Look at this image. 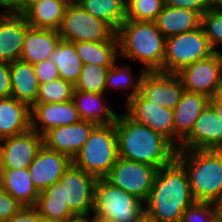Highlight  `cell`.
Here are the masks:
<instances>
[{
    "instance_id": "obj_1",
    "label": "cell",
    "mask_w": 222,
    "mask_h": 222,
    "mask_svg": "<svg viewBox=\"0 0 222 222\" xmlns=\"http://www.w3.org/2000/svg\"><path fill=\"white\" fill-rule=\"evenodd\" d=\"M194 201L187 172L174 159L157 170L151 192L144 202V215L152 222H181L183 211Z\"/></svg>"
},
{
    "instance_id": "obj_2",
    "label": "cell",
    "mask_w": 222,
    "mask_h": 222,
    "mask_svg": "<svg viewBox=\"0 0 222 222\" xmlns=\"http://www.w3.org/2000/svg\"><path fill=\"white\" fill-rule=\"evenodd\" d=\"M115 124L118 157L151 165L157 169L169 165L177 149L161 134L119 113Z\"/></svg>"
},
{
    "instance_id": "obj_3",
    "label": "cell",
    "mask_w": 222,
    "mask_h": 222,
    "mask_svg": "<svg viewBox=\"0 0 222 222\" xmlns=\"http://www.w3.org/2000/svg\"><path fill=\"white\" fill-rule=\"evenodd\" d=\"M117 36L120 56L142 63L145 72H162L166 38L155 22L125 19Z\"/></svg>"
},
{
    "instance_id": "obj_4",
    "label": "cell",
    "mask_w": 222,
    "mask_h": 222,
    "mask_svg": "<svg viewBox=\"0 0 222 222\" xmlns=\"http://www.w3.org/2000/svg\"><path fill=\"white\" fill-rule=\"evenodd\" d=\"M195 201L217 204L222 199V150H177Z\"/></svg>"
},
{
    "instance_id": "obj_5",
    "label": "cell",
    "mask_w": 222,
    "mask_h": 222,
    "mask_svg": "<svg viewBox=\"0 0 222 222\" xmlns=\"http://www.w3.org/2000/svg\"><path fill=\"white\" fill-rule=\"evenodd\" d=\"M117 159L115 124H101L93 128L83 147L72 159V164L96 178H105Z\"/></svg>"
},
{
    "instance_id": "obj_6",
    "label": "cell",
    "mask_w": 222,
    "mask_h": 222,
    "mask_svg": "<svg viewBox=\"0 0 222 222\" xmlns=\"http://www.w3.org/2000/svg\"><path fill=\"white\" fill-rule=\"evenodd\" d=\"M92 213L111 218L115 222H137L144 216V203L114 186L106 178H97Z\"/></svg>"
},
{
    "instance_id": "obj_7",
    "label": "cell",
    "mask_w": 222,
    "mask_h": 222,
    "mask_svg": "<svg viewBox=\"0 0 222 222\" xmlns=\"http://www.w3.org/2000/svg\"><path fill=\"white\" fill-rule=\"evenodd\" d=\"M214 53L202 26L190 32L168 37L162 73L177 74L185 66L208 58Z\"/></svg>"
},
{
    "instance_id": "obj_8",
    "label": "cell",
    "mask_w": 222,
    "mask_h": 222,
    "mask_svg": "<svg viewBox=\"0 0 222 222\" xmlns=\"http://www.w3.org/2000/svg\"><path fill=\"white\" fill-rule=\"evenodd\" d=\"M58 31L61 39L73 43L109 41L116 34L106 22L88 13L78 3L67 5Z\"/></svg>"
},
{
    "instance_id": "obj_9",
    "label": "cell",
    "mask_w": 222,
    "mask_h": 222,
    "mask_svg": "<svg viewBox=\"0 0 222 222\" xmlns=\"http://www.w3.org/2000/svg\"><path fill=\"white\" fill-rule=\"evenodd\" d=\"M177 75L186 91L209 98L222 93V52L185 66Z\"/></svg>"
},
{
    "instance_id": "obj_10",
    "label": "cell",
    "mask_w": 222,
    "mask_h": 222,
    "mask_svg": "<svg viewBox=\"0 0 222 222\" xmlns=\"http://www.w3.org/2000/svg\"><path fill=\"white\" fill-rule=\"evenodd\" d=\"M157 170L151 165L118 157L105 178L144 203L153 187Z\"/></svg>"
},
{
    "instance_id": "obj_11",
    "label": "cell",
    "mask_w": 222,
    "mask_h": 222,
    "mask_svg": "<svg viewBox=\"0 0 222 222\" xmlns=\"http://www.w3.org/2000/svg\"><path fill=\"white\" fill-rule=\"evenodd\" d=\"M97 178L73 164L58 180L64 203L75 216H89L94 207V187Z\"/></svg>"
},
{
    "instance_id": "obj_12",
    "label": "cell",
    "mask_w": 222,
    "mask_h": 222,
    "mask_svg": "<svg viewBox=\"0 0 222 222\" xmlns=\"http://www.w3.org/2000/svg\"><path fill=\"white\" fill-rule=\"evenodd\" d=\"M43 145V136L28 131L0 140V169H25Z\"/></svg>"
},
{
    "instance_id": "obj_13",
    "label": "cell",
    "mask_w": 222,
    "mask_h": 222,
    "mask_svg": "<svg viewBox=\"0 0 222 222\" xmlns=\"http://www.w3.org/2000/svg\"><path fill=\"white\" fill-rule=\"evenodd\" d=\"M125 111L134 121L161 134L174 146L173 110L152 103L137 93L126 104Z\"/></svg>"
},
{
    "instance_id": "obj_14",
    "label": "cell",
    "mask_w": 222,
    "mask_h": 222,
    "mask_svg": "<svg viewBox=\"0 0 222 222\" xmlns=\"http://www.w3.org/2000/svg\"><path fill=\"white\" fill-rule=\"evenodd\" d=\"M177 150H222V122L210 103Z\"/></svg>"
},
{
    "instance_id": "obj_15",
    "label": "cell",
    "mask_w": 222,
    "mask_h": 222,
    "mask_svg": "<svg viewBox=\"0 0 222 222\" xmlns=\"http://www.w3.org/2000/svg\"><path fill=\"white\" fill-rule=\"evenodd\" d=\"M184 87L175 73L145 72L139 93L148 101L173 110L179 103Z\"/></svg>"
},
{
    "instance_id": "obj_16",
    "label": "cell",
    "mask_w": 222,
    "mask_h": 222,
    "mask_svg": "<svg viewBox=\"0 0 222 222\" xmlns=\"http://www.w3.org/2000/svg\"><path fill=\"white\" fill-rule=\"evenodd\" d=\"M71 164L72 159L66 154L48 149L45 145H42L27 169L34 186L41 192L57 183Z\"/></svg>"
},
{
    "instance_id": "obj_17",
    "label": "cell",
    "mask_w": 222,
    "mask_h": 222,
    "mask_svg": "<svg viewBox=\"0 0 222 222\" xmlns=\"http://www.w3.org/2000/svg\"><path fill=\"white\" fill-rule=\"evenodd\" d=\"M95 126L93 122L81 120L75 124L52 128L43 135V145L73 159Z\"/></svg>"
},
{
    "instance_id": "obj_18",
    "label": "cell",
    "mask_w": 222,
    "mask_h": 222,
    "mask_svg": "<svg viewBox=\"0 0 222 222\" xmlns=\"http://www.w3.org/2000/svg\"><path fill=\"white\" fill-rule=\"evenodd\" d=\"M79 121H81V118L73 100L68 102L35 103L31 107V128L41 136L52 128L75 124Z\"/></svg>"
},
{
    "instance_id": "obj_19",
    "label": "cell",
    "mask_w": 222,
    "mask_h": 222,
    "mask_svg": "<svg viewBox=\"0 0 222 222\" xmlns=\"http://www.w3.org/2000/svg\"><path fill=\"white\" fill-rule=\"evenodd\" d=\"M209 103L210 98L204 94L183 91L179 103L173 109L174 147L176 149L192 131L197 118Z\"/></svg>"
},
{
    "instance_id": "obj_20",
    "label": "cell",
    "mask_w": 222,
    "mask_h": 222,
    "mask_svg": "<svg viewBox=\"0 0 222 222\" xmlns=\"http://www.w3.org/2000/svg\"><path fill=\"white\" fill-rule=\"evenodd\" d=\"M23 14L0 13V61L13 63L20 60L26 29Z\"/></svg>"
},
{
    "instance_id": "obj_21",
    "label": "cell",
    "mask_w": 222,
    "mask_h": 222,
    "mask_svg": "<svg viewBox=\"0 0 222 222\" xmlns=\"http://www.w3.org/2000/svg\"><path fill=\"white\" fill-rule=\"evenodd\" d=\"M61 40L58 30L28 27L24 36L20 60L32 65L49 59Z\"/></svg>"
},
{
    "instance_id": "obj_22",
    "label": "cell",
    "mask_w": 222,
    "mask_h": 222,
    "mask_svg": "<svg viewBox=\"0 0 222 222\" xmlns=\"http://www.w3.org/2000/svg\"><path fill=\"white\" fill-rule=\"evenodd\" d=\"M31 128V108L14 97L0 98V140Z\"/></svg>"
},
{
    "instance_id": "obj_23",
    "label": "cell",
    "mask_w": 222,
    "mask_h": 222,
    "mask_svg": "<svg viewBox=\"0 0 222 222\" xmlns=\"http://www.w3.org/2000/svg\"><path fill=\"white\" fill-rule=\"evenodd\" d=\"M154 22L165 38H168L200 27L201 15L194 10L165 4Z\"/></svg>"
},
{
    "instance_id": "obj_24",
    "label": "cell",
    "mask_w": 222,
    "mask_h": 222,
    "mask_svg": "<svg viewBox=\"0 0 222 222\" xmlns=\"http://www.w3.org/2000/svg\"><path fill=\"white\" fill-rule=\"evenodd\" d=\"M68 0H40L31 4L23 13L30 27L59 30Z\"/></svg>"
},
{
    "instance_id": "obj_25",
    "label": "cell",
    "mask_w": 222,
    "mask_h": 222,
    "mask_svg": "<svg viewBox=\"0 0 222 222\" xmlns=\"http://www.w3.org/2000/svg\"><path fill=\"white\" fill-rule=\"evenodd\" d=\"M10 83L12 97L27 104H35L39 82L32 64L16 60L10 63Z\"/></svg>"
},
{
    "instance_id": "obj_26",
    "label": "cell",
    "mask_w": 222,
    "mask_h": 222,
    "mask_svg": "<svg viewBox=\"0 0 222 222\" xmlns=\"http://www.w3.org/2000/svg\"><path fill=\"white\" fill-rule=\"evenodd\" d=\"M103 96L105 95L101 93L73 90L72 100L81 120L90 121L96 125L116 122L118 114L105 104Z\"/></svg>"
},
{
    "instance_id": "obj_27",
    "label": "cell",
    "mask_w": 222,
    "mask_h": 222,
    "mask_svg": "<svg viewBox=\"0 0 222 222\" xmlns=\"http://www.w3.org/2000/svg\"><path fill=\"white\" fill-rule=\"evenodd\" d=\"M0 186L22 207L35 206L40 192L25 169H0Z\"/></svg>"
},
{
    "instance_id": "obj_28",
    "label": "cell",
    "mask_w": 222,
    "mask_h": 222,
    "mask_svg": "<svg viewBox=\"0 0 222 222\" xmlns=\"http://www.w3.org/2000/svg\"><path fill=\"white\" fill-rule=\"evenodd\" d=\"M77 54L83 65L97 64L103 67H112L119 57V39L117 33L109 40L102 42H76Z\"/></svg>"
},
{
    "instance_id": "obj_29",
    "label": "cell",
    "mask_w": 222,
    "mask_h": 222,
    "mask_svg": "<svg viewBox=\"0 0 222 222\" xmlns=\"http://www.w3.org/2000/svg\"><path fill=\"white\" fill-rule=\"evenodd\" d=\"M45 222H65L76 216L64 203L62 189L58 183L41 191L34 206Z\"/></svg>"
},
{
    "instance_id": "obj_30",
    "label": "cell",
    "mask_w": 222,
    "mask_h": 222,
    "mask_svg": "<svg viewBox=\"0 0 222 222\" xmlns=\"http://www.w3.org/2000/svg\"><path fill=\"white\" fill-rule=\"evenodd\" d=\"M49 59L57 66L60 78L75 85L83 63L77 54L74 43L61 39Z\"/></svg>"
},
{
    "instance_id": "obj_31",
    "label": "cell",
    "mask_w": 222,
    "mask_h": 222,
    "mask_svg": "<svg viewBox=\"0 0 222 222\" xmlns=\"http://www.w3.org/2000/svg\"><path fill=\"white\" fill-rule=\"evenodd\" d=\"M78 4L116 33L126 19V0H80Z\"/></svg>"
},
{
    "instance_id": "obj_32",
    "label": "cell",
    "mask_w": 222,
    "mask_h": 222,
    "mask_svg": "<svg viewBox=\"0 0 222 222\" xmlns=\"http://www.w3.org/2000/svg\"><path fill=\"white\" fill-rule=\"evenodd\" d=\"M118 64H114L111 68H109L107 78H106V90L111 85L113 88L117 90L129 88L131 89V93L128 94V98L126 100V104L140 91L141 80L145 73L142 69L139 73L138 78L135 75L131 74L132 70L129 65L117 66ZM137 78V80H136Z\"/></svg>"
},
{
    "instance_id": "obj_33",
    "label": "cell",
    "mask_w": 222,
    "mask_h": 222,
    "mask_svg": "<svg viewBox=\"0 0 222 222\" xmlns=\"http://www.w3.org/2000/svg\"><path fill=\"white\" fill-rule=\"evenodd\" d=\"M111 67L98 66L97 64H84L74 89L104 94L106 91V78Z\"/></svg>"
},
{
    "instance_id": "obj_34",
    "label": "cell",
    "mask_w": 222,
    "mask_h": 222,
    "mask_svg": "<svg viewBox=\"0 0 222 222\" xmlns=\"http://www.w3.org/2000/svg\"><path fill=\"white\" fill-rule=\"evenodd\" d=\"M74 85L63 79L40 84L35 103L68 102L72 100Z\"/></svg>"
},
{
    "instance_id": "obj_35",
    "label": "cell",
    "mask_w": 222,
    "mask_h": 222,
    "mask_svg": "<svg viewBox=\"0 0 222 222\" xmlns=\"http://www.w3.org/2000/svg\"><path fill=\"white\" fill-rule=\"evenodd\" d=\"M164 5L162 0H126V19L154 22Z\"/></svg>"
},
{
    "instance_id": "obj_36",
    "label": "cell",
    "mask_w": 222,
    "mask_h": 222,
    "mask_svg": "<svg viewBox=\"0 0 222 222\" xmlns=\"http://www.w3.org/2000/svg\"><path fill=\"white\" fill-rule=\"evenodd\" d=\"M201 26L213 50L222 52L216 48L220 44L222 45V10L209 9L206 11L201 16Z\"/></svg>"
},
{
    "instance_id": "obj_37",
    "label": "cell",
    "mask_w": 222,
    "mask_h": 222,
    "mask_svg": "<svg viewBox=\"0 0 222 222\" xmlns=\"http://www.w3.org/2000/svg\"><path fill=\"white\" fill-rule=\"evenodd\" d=\"M217 213L215 203L194 201L183 211L181 222H211Z\"/></svg>"
},
{
    "instance_id": "obj_38",
    "label": "cell",
    "mask_w": 222,
    "mask_h": 222,
    "mask_svg": "<svg viewBox=\"0 0 222 222\" xmlns=\"http://www.w3.org/2000/svg\"><path fill=\"white\" fill-rule=\"evenodd\" d=\"M21 207V204L0 186V222L10 219Z\"/></svg>"
},
{
    "instance_id": "obj_39",
    "label": "cell",
    "mask_w": 222,
    "mask_h": 222,
    "mask_svg": "<svg viewBox=\"0 0 222 222\" xmlns=\"http://www.w3.org/2000/svg\"><path fill=\"white\" fill-rule=\"evenodd\" d=\"M33 66L35 68V74L38 78L39 84H44L52 80L60 79L57 66L50 59L36 63Z\"/></svg>"
},
{
    "instance_id": "obj_40",
    "label": "cell",
    "mask_w": 222,
    "mask_h": 222,
    "mask_svg": "<svg viewBox=\"0 0 222 222\" xmlns=\"http://www.w3.org/2000/svg\"><path fill=\"white\" fill-rule=\"evenodd\" d=\"M166 5L198 12L201 16L210 9L209 0H167Z\"/></svg>"
},
{
    "instance_id": "obj_41",
    "label": "cell",
    "mask_w": 222,
    "mask_h": 222,
    "mask_svg": "<svg viewBox=\"0 0 222 222\" xmlns=\"http://www.w3.org/2000/svg\"><path fill=\"white\" fill-rule=\"evenodd\" d=\"M5 222H44L34 206H25Z\"/></svg>"
},
{
    "instance_id": "obj_42",
    "label": "cell",
    "mask_w": 222,
    "mask_h": 222,
    "mask_svg": "<svg viewBox=\"0 0 222 222\" xmlns=\"http://www.w3.org/2000/svg\"><path fill=\"white\" fill-rule=\"evenodd\" d=\"M11 96L10 63L0 61V98Z\"/></svg>"
},
{
    "instance_id": "obj_43",
    "label": "cell",
    "mask_w": 222,
    "mask_h": 222,
    "mask_svg": "<svg viewBox=\"0 0 222 222\" xmlns=\"http://www.w3.org/2000/svg\"><path fill=\"white\" fill-rule=\"evenodd\" d=\"M0 8L5 10H2L1 14H23L25 0H0Z\"/></svg>"
},
{
    "instance_id": "obj_44",
    "label": "cell",
    "mask_w": 222,
    "mask_h": 222,
    "mask_svg": "<svg viewBox=\"0 0 222 222\" xmlns=\"http://www.w3.org/2000/svg\"><path fill=\"white\" fill-rule=\"evenodd\" d=\"M210 104L214 107L220 121L222 122V93H219L210 98Z\"/></svg>"
},
{
    "instance_id": "obj_45",
    "label": "cell",
    "mask_w": 222,
    "mask_h": 222,
    "mask_svg": "<svg viewBox=\"0 0 222 222\" xmlns=\"http://www.w3.org/2000/svg\"><path fill=\"white\" fill-rule=\"evenodd\" d=\"M92 217H89L90 222H115L114 220H112L111 218L108 217H104L100 214H95Z\"/></svg>"
},
{
    "instance_id": "obj_46",
    "label": "cell",
    "mask_w": 222,
    "mask_h": 222,
    "mask_svg": "<svg viewBox=\"0 0 222 222\" xmlns=\"http://www.w3.org/2000/svg\"><path fill=\"white\" fill-rule=\"evenodd\" d=\"M210 9L222 10V0H209Z\"/></svg>"
},
{
    "instance_id": "obj_47",
    "label": "cell",
    "mask_w": 222,
    "mask_h": 222,
    "mask_svg": "<svg viewBox=\"0 0 222 222\" xmlns=\"http://www.w3.org/2000/svg\"><path fill=\"white\" fill-rule=\"evenodd\" d=\"M65 222H90L88 216H76L73 219L67 220Z\"/></svg>"
},
{
    "instance_id": "obj_48",
    "label": "cell",
    "mask_w": 222,
    "mask_h": 222,
    "mask_svg": "<svg viewBox=\"0 0 222 222\" xmlns=\"http://www.w3.org/2000/svg\"><path fill=\"white\" fill-rule=\"evenodd\" d=\"M211 222H222V216H221L219 213H217V214L213 217V219H212Z\"/></svg>"
},
{
    "instance_id": "obj_49",
    "label": "cell",
    "mask_w": 222,
    "mask_h": 222,
    "mask_svg": "<svg viewBox=\"0 0 222 222\" xmlns=\"http://www.w3.org/2000/svg\"><path fill=\"white\" fill-rule=\"evenodd\" d=\"M40 1V0H25V10L33 3Z\"/></svg>"
},
{
    "instance_id": "obj_50",
    "label": "cell",
    "mask_w": 222,
    "mask_h": 222,
    "mask_svg": "<svg viewBox=\"0 0 222 222\" xmlns=\"http://www.w3.org/2000/svg\"><path fill=\"white\" fill-rule=\"evenodd\" d=\"M216 205L218 213L222 216V199Z\"/></svg>"
},
{
    "instance_id": "obj_51",
    "label": "cell",
    "mask_w": 222,
    "mask_h": 222,
    "mask_svg": "<svg viewBox=\"0 0 222 222\" xmlns=\"http://www.w3.org/2000/svg\"><path fill=\"white\" fill-rule=\"evenodd\" d=\"M137 222H152V221L146 215H144Z\"/></svg>"
},
{
    "instance_id": "obj_52",
    "label": "cell",
    "mask_w": 222,
    "mask_h": 222,
    "mask_svg": "<svg viewBox=\"0 0 222 222\" xmlns=\"http://www.w3.org/2000/svg\"><path fill=\"white\" fill-rule=\"evenodd\" d=\"M69 3H78L80 0H68Z\"/></svg>"
}]
</instances>
